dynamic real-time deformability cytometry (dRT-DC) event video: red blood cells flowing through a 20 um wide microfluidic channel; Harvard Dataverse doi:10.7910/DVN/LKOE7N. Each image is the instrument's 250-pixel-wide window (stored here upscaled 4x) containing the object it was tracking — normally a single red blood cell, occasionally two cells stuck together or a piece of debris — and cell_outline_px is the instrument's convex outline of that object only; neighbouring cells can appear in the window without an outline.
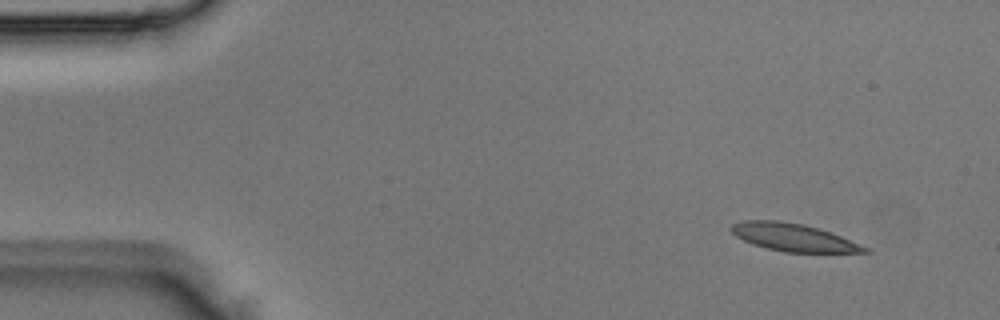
{"species": "Egyptian fruit bat (a non-hibernating species)", "species_latin": "Rousettus aegyptiacus", "temperature_condition": "room temperature", "stored_images_in_passage": 4, "camera_frame_rate_fps": 3000, "um_per_image_px": 0.085, "animal": {"sex": "male"}, "frame": {"image": 1, "passage_image": 1, "time_ms": 0.0, "image_size_px": [1000, 320], "cell_outline_px": [[872, 252], [784, 252], [752, 244], [736, 236], [728, 228], [732, 224], [744, 220], [780, 220], [804, 224], [840, 236], [868, 248]], "centroid_in_image_um": [67.37, 20.16], "position_along_channel_um": 17.6, "area_um2": 21.21}}
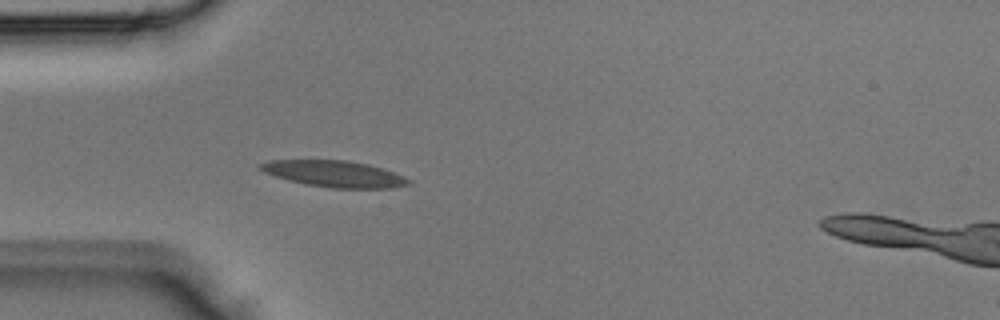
{"frame": {"image": 2, "passage_image": 3, "time_ms": 0.667, "image_size_px": [1000, 320], "cell_outline_px": [[412, 184], [392, 188], [332, 188], [304, 184], [288, 180], [264, 172], [256, 168], [260, 164], [268, 160], [348, 160], [368, 164], [384, 168], [404, 176], [412, 180]], "centroid_in_image_um": [28.45, 14.77], "position_along_channel_um": 56.6, "area_um2": 23.0}}